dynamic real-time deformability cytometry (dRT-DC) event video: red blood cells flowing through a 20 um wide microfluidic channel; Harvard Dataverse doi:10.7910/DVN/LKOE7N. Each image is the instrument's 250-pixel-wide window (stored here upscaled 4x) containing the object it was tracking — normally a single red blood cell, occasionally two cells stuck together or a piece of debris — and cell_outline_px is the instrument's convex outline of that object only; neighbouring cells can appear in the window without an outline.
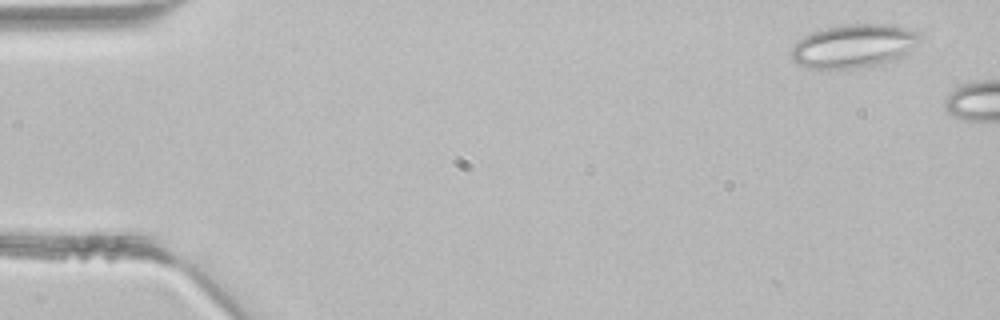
{"species": "common noctule bat (a hibernating species)", "species_latin": "Nyctalus noctula", "temperature_condition": "room temperature", "stored_images_in_passage": 3, "camera_frame_rate_fps": 3000, "um_per_image_px": 0.085, "animal": {"sex": "male", "body_mass_g": 21.5, "forearm_length_mm": 52.0}, "frame": {"image": 1, "passage_image": 1, "time_ms": 0.0, "image_size_px": [1000, 320], "cell_outline_px": [[920, 40], [908, 52], [896, 60], [880, 64], [852, 68], [808, 68], [796, 64], [792, 60], [788, 52], [804, 36], [812, 32], [840, 24], [896, 24], [920, 32]], "centroid_in_image_um": [72.58, 3.9], "position_along_channel_um": 12.4, "area_um2": 32.83}}